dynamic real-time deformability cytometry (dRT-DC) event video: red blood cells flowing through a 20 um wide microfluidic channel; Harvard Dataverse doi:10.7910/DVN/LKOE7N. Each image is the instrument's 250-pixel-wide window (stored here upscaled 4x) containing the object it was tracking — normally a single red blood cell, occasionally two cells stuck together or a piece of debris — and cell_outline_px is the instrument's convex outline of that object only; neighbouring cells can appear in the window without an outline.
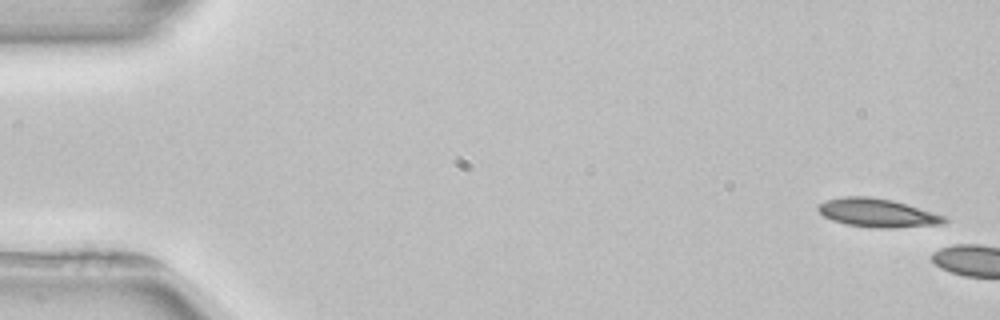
{"species": "common noctule bat (a hibernating species)", "species_latin": "Nyctalus noctula", "temperature_condition": "room temperature", "stored_images_in_passage": 2, "camera_frame_rate_fps": 3000, "um_per_image_px": 0.085, "animal": {"sex": "female", "body_mass_g": 22.7, "forearm_length_mm": 54.2}, "frame": {"image": 1, "passage_image": 1, "time_ms": 0.0, "image_size_px": [1000, 320], "cell_outline_px": [[948, 220], [944, 224], [896, 228], [872, 228], [848, 224], [832, 220], [824, 216], [816, 208], [820, 204], [828, 200], [844, 196], [868, 196], [892, 200], [932, 212], [944, 216]], "centroid_in_image_um": [74.59, 18.1], "position_along_channel_um": 10.4, "area_um2": 20.81}}